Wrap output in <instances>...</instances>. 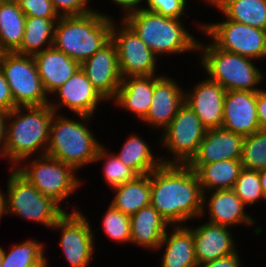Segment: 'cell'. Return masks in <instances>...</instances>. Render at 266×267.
Masks as SVG:
<instances>
[{"mask_svg": "<svg viewBox=\"0 0 266 267\" xmlns=\"http://www.w3.org/2000/svg\"><path fill=\"white\" fill-rule=\"evenodd\" d=\"M150 188L151 205L169 225H185L186 220L205 215L206 192L188 164L163 163L150 173Z\"/></svg>", "mask_w": 266, "mask_h": 267, "instance_id": "obj_1", "label": "cell"}, {"mask_svg": "<svg viewBox=\"0 0 266 267\" xmlns=\"http://www.w3.org/2000/svg\"><path fill=\"white\" fill-rule=\"evenodd\" d=\"M54 114L49 104L16 107L8 112L6 121L10 122L6 124L4 157H8L11 163L19 164L43 148L40 156L46 155Z\"/></svg>", "mask_w": 266, "mask_h": 267, "instance_id": "obj_2", "label": "cell"}, {"mask_svg": "<svg viewBox=\"0 0 266 267\" xmlns=\"http://www.w3.org/2000/svg\"><path fill=\"white\" fill-rule=\"evenodd\" d=\"M113 20L93 10L80 16H60L53 47L81 64L111 40Z\"/></svg>", "mask_w": 266, "mask_h": 267, "instance_id": "obj_3", "label": "cell"}, {"mask_svg": "<svg viewBox=\"0 0 266 267\" xmlns=\"http://www.w3.org/2000/svg\"><path fill=\"white\" fill-rule=\"evenodd\" d=\"M124 15L122 20L157 56L198 51L199 41L184 28L180 19L162 16L141 7Z\"/></svg>", "mask_w": 266, "mask_h": 267, "instance_id": "obj_4", "label": "cell"}, {"mask_svg": "<svg viewBox=\"0 0 266 267\" xmlns=\"http://www.w3.org/2000/svg\"><path fill=\"white\" fill-rule=\"evenodd\" d=\"M57 114L51 120L46 155L72 166L75 170L93 163L101 143L86 125L92 116L78 114L81 123L80 120H70Z\"/></svg>", "mask_w": 266, "mask_h": 267, "instance_id": "obj_5", "label": "cell"}, {"mask_svg": "<svg viewBox=\"0 0 266 267\" xmlns=\"http://www.w3.org/2000/svg\"><path fill=\"white\" fill-rule=\"evenodd\" d=\"M204 45L198 42V50L203 51L201 64L209 80L219 83L226 91L244 90L257 92L256 88L264 78L250 58L218 48L214 43Z\"/></svg>", "mask_w": 266, "mask_h": 267, "instance_id": "obj_6", "label": "cell"}, {"mask_svg": "<svg viewBox=\"0 0 266 267\" xmlns=\"http://www.w3.org/2000/svg\"><path fill=\"white\" fill-rule=\"evenodd\" d=\"M13 165L7 183L6 214L19 215L52 228L65 211L53 199L40 193L15 169L16 164Z\"/></svg>", "mask_w": 266, "mask_h": 267, "instance_id": "obj_7", "label": "cell"}, {"mask_svg": "<svg viewBox=\"0 0 266 267\" xmlns=\"http://www.w3.org/2000/svg\"><path fill=\"white\" fill-rule=\"evenodd\" d=\"M0 67L8 82L16 107L49 104L33 56L15 52L0 53Z\"/></svg>", "mask_w": 266, "mask_h": 267, "instance_id": "obj_8", "label": "cell"}, {"mask_svg": "<svg viewBox=\"0 0 266 267\" xmlns=\"http://www.w3.org/2000/svg\"><path fill=\"white\" fill-rule=\"evenodd\" d=\"M15 169L40 193L50 197L59 205L80 184L75 175L76 170L72 166L47 155L33 159L28 166L24 164V168L18 166Z\"/></svg>", "mask_w": 266, "mask_h": 267, "instance_id": "obj_9", "label": "cell"}, {"mask_svg": "<svg viewBox=\"0 0 266 267\" xmlns=\"http://www.w3.org/2000/svg\"><path fill=\"white\" fill-rule=\"evenodd\" d=\"M162 145L173 154L174 160L165 158V164H188L196 155L207 128L184 102L170 124L163 129Z\"/></svg>", "mask_w": 266, "mask_h": 267, "instance_id": "obj_10", "label": "cell"}, {"mask_svg": "<svg viewBox=\"0 0 266 267\" xmlns=\"http://www.w3.org/2000/svg\"><path fill=\"white\" fill-rule=\"evenodd\" d=\"M200 29L220 49L256 60L266 58V30L227 20Z\"/></svg>", "mask_w": 266, "mask_h": 267, "instance_id": "obj_11", "label": "cell"}, {"mask_svg": "<svg viewBox=\"0 0 266 267\" xmlns=\"http://www.w3.org/2000/svg\"><path fill=\"white\" fill-rule=\"evenodd\" d=\"M114 23L113 21L111 40L117 48L122 78L155 75L156 60L159 57L123 20L121 21V28L116 27Z\"/></svg>", "mask_w": 266, "mask_h": 267, "instance_id": "obj_12", "label": "cell"}, {"mask_svg": "<svg viewBox=\"0 0 266 267\" xmlns=\"http://www.w3.org/2000/svg\"><path fill=\"white\" fill-rule=\"evenodd\" d=\"M85 217L75 209L70 214L65 212L52 226L62 230L60 246L71 267H87L93 258L94 234Z\"/></svg>", "mask_w": 266, "mask_h": 267, "instance_id": "obj_13", "label": "cell"}, {"mask_svg": "<svg viewBox=\"0 0 266 267\" xmlns=\"http://www.w3.org/2000/svg\"><path fill=\"white\" fill-rule=\"evenodd\" d=\"M86 77L105 100L116 97L122 76L115 43L110 40L90 58L80 64Z\"/></svg>", "mask_w": 266, "mask_h": 267, "instance_id": "obj_14", "label": "cell"}, {"mask_svg": "<svg viewBox=\"0 0 266 267\" xmlns=\"http://www.w3.org/2000/svg\"><path fill=\"white\" fill-rule=\"evenodd\" d=\"M222 128L244 137L260 130L256 92L226 91Z\"/></svg>", "mask_w": 266, "mask_h": 267, "instance_id": "obj_15", "label": "cell"}, {"mask_svg": "<svg viewBox=\"0 0 266 267\" xmlns=\"http://www.w3.org/2000/svg\"><path fill=\"white\" fill-rule=\"evenodd\" d=\"M59 101L50 103L51 108L57 113V110L63 105L73 111L75 114L93 116L97 105L105 102V99L93 87L90 80L86 77L84 71L77 69L63 85L54 91ZM101 101V102H100Z\"/></svg>", "mask_w": 266, "mask_h": 267, "instance_id": "obj_16", "label": "cell"}, {"mask_svg": "<svg viewBox=\"0 0 266 267\" xmlns=\"http://www.w3.org/2000/svg\"><path fill=\"white\" fill-rule=\"evenodd\" d=\"M226 90L207 78L193 90L185 92L184 102L199 117L207 129L220 128L223 122V108Z\"/></svg>", "mask_w": 266, "mask_h": 267, "instance_id": "obj_17", "label": "cell"}, {"mask_svg": "<svg viewBox=\"0 0 266 267\" xmlns=\"http://www.w3.org/2000/svg\"><path fill=\"white\" fill-rule=\"evenodd\" d=\"M184 92L173 78L154 75L152 102L143 121L152 125L153 129L154 126L165 129L184 104Z\"/></svg>", "mask_w": 266, "mask_h": 267, "instance_id": "obj_18", "label": "cell"}, {"mask_svg": "<svg viewBox=\"0 0 266 267\" xmlns=\"http://www.w3.org/2000/svg\"><path fill=\"white\" fill-rule=\"evenodd\" d=\"M244 136L222 127L207 129L196 155L188 164H210L221 160H240Z\"/></svg>", "mask_w": 266, "mask_h": 267, "instance_id": "obj_19", "label": "cell"}, {"mask_svg": "<svg viewBox=\"0 0 266 267\" xmlns=\"http://www.w3.org/2000/svg\"><path fill=\"white\" fill-rule=\"evenodd\" d=\"M229 227L209 222L197 228H191L195 255L199 264L207 263L236 252L235 242Z\"/></svg>", "mask_w": 266, "mask_h": 267, "instance_id": "obj_20", "label": "cell"}, {"mask_svg": "<svg viewBox=\"0 0 266 267\" xmlns=\"http://www.w3.org/2000/svg\"><path fill=\"white\" fill-rule=\"evenodd\" d=\"M44 90L49 95L63 85L80 64L53 46L33 56ZM49 92V93H48Z\"/></svg>", "mask_w": 266, "mask_h": 267, "instance_id": "obj_21", "label": "cell"}, {"mask_svg": "<svg viewBox=\"0 0 266 267\" xmlns=\"http://www.w3.org/2000/svg\"><path fill=\"white\" fill-rule=\"evenodd\" d=\"M208 200L209 223L224 227H233L239 223L255 224V220L248 215L245 205L233 189L214 190Z\"/></svg>", "mask_w": 266, "mask_h": 267, "instance_id": "obj_22", "label": "cell"}, {"mask_svg": "<svg viewBox=\"0 0 266 267\" xmlns=\"http://www.w3.org/2000/svg\"><path fill=\"white\" fill-rule=\"evenodd\" d=\"M154 90V75L124 77L113 99L120 107L127 109L141 121L149 111Z\"/></svg>", "mask_w": 266, "mask_h": 267, "instance_id": "obj_23", "label": "cell"}, {"mask_svg": "<svg viewBox=\"0 0 266 267\" xmlns=\"http://www.w3.org/2000/svg\"><path fill=\"white\" fill-rule=\"evenodd\" d=\"M168 226L169 223L149 204L130 216L131 243L156 251Z\"/></svg>", "mask_w": 266, "mask_h": 267, "instance_id": "obj_24", "label": "cell"}, {"mask_svg": "<svg viewBox=\"0 0 266 267\" xmlns=\"http://www.w3.org/2000/svg\"><path fill=\"white\" fill-rule=\"evenodd\" d=\"M173 231L164 235L158 249L166 245L161 267H197L194 238L190 228L175 225Z\"/></svg>", "mask_w": 266, "mask_h": 267, "instance_id": "obj_25", "label": "cell"}, {"mask_svg": "<svg viewBox=\"0 0 266 267\" xmlns=\"http://www.w3.org/2000/svg\"><path fill=\"white\" fill-rule=\"evenodd\" d=\"M198 175L203 193L233 189L243 169L240 160H221L210 164H188ZM215 188V189H214Z\"/></svg>", "mask_w": 266, "mask_h": 267, "instance_id": "obj_26", "label": "cell"}, {"mask_svg": "<svg viewBox=\"0 0 266 267\" xmlns=\"http://www.w3.org/2000/svg\"><path fill=\"white\" fill-rule=\"evenodd\" d=\"M25 18L16 0L0 1V53L15 52L20 47Z\"/></svg>", "mask_w": 266, "mask_h": 267, "instance_id": "obj_27", "label": "cell"}, {"mask_svg": "<svg viewBox=\"0 0 266 267\" xmlns=\"http://www.w3.org/2000/svg\"><path fill=\"white\" fill-rule=\"evenodd\" d=\"M205 2L219 9L227 20L266 30V0H205Z\"/></svg>", "mask_w": 266, "mask_h": 267, "instance_id": "obj_28", "label": "cell"}, {"mask_svg": "<svg viewBox=\"0 0 266 267\" xmlns=\"http://www.w3.org/2000/svg\"><path fill=\"white\" fill-rule=\"evenodd\" d=\"M113 189L116 195L111 205L127 216L151 204L150 174L138 175L134 180Z\"/></svg>", "mask_w": 266, "mask_h": 267, "instance_id": "obj_29", "label": "cell"}, {"mask_svg": "<svg viewBox=\"0 0 266 267\" xmlns=\"http://www.w3.org/2000/svg\"><path fill=\"white\" fill-rule=\"evenodd\" d=\"M59 19H44L41 17H26L24 36L17 54L35 56L53 46L54 28ZM46 44L43 49V44ZM42 47V48H41Z\"/></svg>", "mask_w": 266, "mask_h": 267, "instance_id": "obj_30", "label": "cell"}, {"mask_svg": "<svg viewBox=\"0 0 266 267\" xmlns=\"http://www.w3.org/2000/svg\"><path fill=\"white\" fill-rule=\"evenodd\" d=\"M152 154L146 141L135 134L127 138L116 156L138 175H145L165 164L164 159L155 158Z\"/></svg>", "mask_w": 266, "mask_h": 267, "instance_id": "obj_31", "label": "cell"}, {"mask_svg": "<svg viewBox=\"0 0 266 267\" xmlns=\"http://www.w3.org/2000/svg\"><path fill=\"white\" fill-rule=\"evenodd\" d=\"M44 245L35 240L13 245L6 253L3 250L2 267H43L47 264Z\"/></svg>", "mask_w": 266, "mask_h": 267, "instance_id": "obj_32", "label": "cell"}, {"mask_svg": "<svg viewBox=\"0 0 266 267\" xmlns=\"http://www.w3.org/2000/svg\"><path fill=\"white\" fill-rule=\"evenodd\" d=\"M240 161L244 169L260 171L266 168V131L260 129L244 137Z\"/></svg>", "mask_w": 266, "mask_h": 267, "instance_id": "obj_33", "label": "cell"}, {"mask_svg": "<svg viewBox=\"0 0 266 267\" xmlns=\"http://www.w3.org/2000/svg\"><path fill=\"white\" fill-rule=\"evenodd\" d=\"M106 162L103 167L104 179L111 188L118 187L128 181L134 180L138 174L126 166L115 154L108 153V150L101 145L94 162L103 160Z\"/></svg>", "mask_w": 266, "mask_h": 267, "instance_id": "obj_34", "label": "cell"}, {"mask_svg": "<svg viewBox=\"0 0 266 267\" xmlns=\"http://www.w3.org/2000/svg\"><path fill=\"white\" fill-rule=\"evenodd\" d=\"M236 195L241 199L244 205H254L261 198L265 199L259 171L242 169L233 187Z\"/></svg>", "mask_w": 266, "mask_h": 267, "instance_id": "obj_35", "label": "cell"}, {"mask_svg": "<svg viewBox=\"0 0 266 267\" xmlns=\"http://www.w3.org/2000/svg\"><path fill=\"white\" fill-rule=\"evenodd\" d=\"M102 219V227L110 239L117 243L131 242L130 216L109 205Z\"/></svg>", "mask_w": 266, "mask_h": 267, "instance_id": "obj_36", "label": "cell"}, {"mask_svg": "<svg viewBox=\"0 0 266 267\" xmlns=\"http://www.w3.org/2000/svg\"><path fill=\"white\" fill-rule=\"evenodd\" d=\"M26 17L59 19L51 0H16Z\"/></svg>", "mask_w": 266, "mask_h": 267, "instance_id": "obj_37", "label": "cell"}, {"mask_svg": "<svg viewBox=\"0 0 266 267\" xmlns=\"http://www.w3.org/2000/svg\"><path fill=\"white\" fill-rule=\"evenodd\" d=\"M187 0H146L148 11L162 16L180 19L186 9Z\"/></svg>", "mask_w": 266, "mask_h": 267, "instance_id": "obj_38", "label": "cell"}, {"mask_svg": "<svg viewBox=\"0 0 266 267\" xmlns=\"http://www.w3.org/2000/svg\"><path fill=\"white\" fill-rule=\"evenodd\" d=\"M59 16H80L91 13L88 2L90 0H51ZM61 10V11H60Z\"/></svg>", "mask_w": 266, "mask_h": 267, "instance_id": "obj_39", "label": "cell"}, {"mask_svg": "<svg viewBox=\"0 0 266 267\" xmlns=\"http://www.w3.org/2000/svg\"><path fill=\"white\" fill-rule=\"evenodd\" d=\"M16 108L10 88L0 67V109L8 112Z\"/></svg>", "mask_w": 266, "mask_h": 267, "instance_id": "obj_40", "label": "cell"}, {"mask_svg": "<svg viewBox=\"0 0 266 267\" xmlns=\"http://www.w3.org/2000/svg\"><path fill=\"white\" fill-rule=\"evenodd\" d=\"M238 251L216 260L199 264L197 267H241Z\"/></svg>", "mask_w": 266, "mask_h": 267, "instance_id": "obj_41", "label": "cell"}, {"mask_svg": "<svg viewBox=\"0 0 266 267\" xmlns=\"http://www.w3.org/2000/svg\"><path fill=\"white\" fill-rule=\"evenodd\" d=\"M257 114L260 129L266 131V91L260 90L256 92Z\"/></svg>", "mask_w": 266, "mask_h": 267, "instance_id": "obj_42", "label": "cell"}, {"mask_svg": "<svg viewBox=\"0 0 266 267\" xmlns=\"http://www.w3.org/2000/svg\"><path fill=\"white\" fill-rule=\"evenodd\" d=\"M7 116L8 111L0 109V157H4Z\"/></svg>", "mask_w": 266, "mask_h": 267, "instance_id": "obj_43", "label": "cell"}, {"mask_svg": "<svg viewBox=\"0 0 266 267\" xmlns=\"http://www.w3.org/2000/svg\"><path fill=\"white\" fill-rule=\"evenodd\" d=\"M118 6L124 8L125 12L138 8L142 0H112Z\"/></svg>", "mask_w": 266, "mask_h": 267, "instance_id": "obj_44", "label": "cell"}, {"mask_svg": "<svg viewBox=\"0 0 266 267\" xmlns=\"http://www.w3.org/2000/svg\"><path fill=\"white\" fill-rule=\"evenodd\" d=\"M259 177L261 182V188L266 200V168L259 171Z\"/></svg>", "mask_w": 266, "mask_h": 267, "instance_id": "obj_45", "label": "cell"}, {"mask_svg": "<svg viewBox=\"0 0 266 267\" xmlns=\"http://www.w3.org/2000/svg\"><path fill=\"white\" fill-rule=\"evenodd\" d=\"M6 214V195L0 190V219Z\"/></svg>", "mask_w": 266, "mask_h": 267, "instance_id": "obj_46", "label": "cell"}, {"mask_svg": "<svg viewBox=\"0 0 266 267\" xmlns=\"http://www.w3.org/2000/svg\"><path fill=\"white\" fill-rule=\"evenodd\" d=\"M2 262H3V248L0 247V267H2Z\"/></svg>", "mask_w": 266, "mask_h": 267, "instance_id": "obj_47", "label": "cell"}]
</instances>
